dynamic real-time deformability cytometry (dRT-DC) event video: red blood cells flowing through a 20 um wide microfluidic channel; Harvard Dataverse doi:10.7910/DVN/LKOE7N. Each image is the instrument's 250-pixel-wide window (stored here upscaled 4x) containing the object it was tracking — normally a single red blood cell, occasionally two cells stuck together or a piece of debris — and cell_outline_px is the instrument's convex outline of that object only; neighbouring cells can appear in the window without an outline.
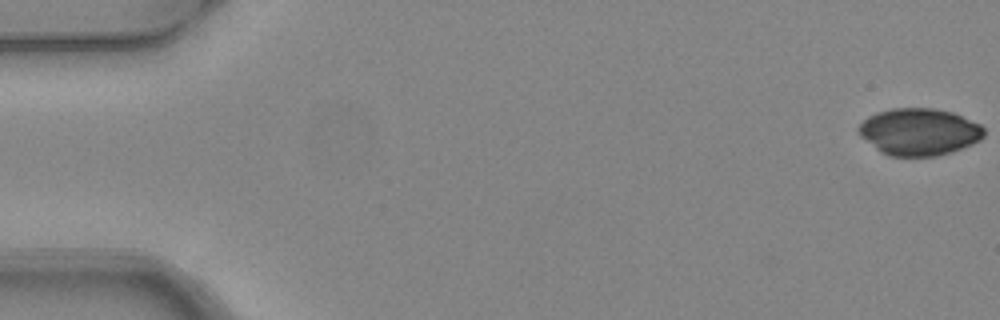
{"species": "common noctule bat (a hibernating species)", "species_latin": "Nyctalus noctula", "temperature_condition": "warm", "stored_images_in_passage": 2, "camera_frame_rate_fps": 3000, "um_per_image_px": 0.085, "animal": {"sex": "female", "body_mass_g": 24.6, "forearm_length_mm": 56.2}, "frame": {"image": 1, "passage_image": 1, "time_ms": 0.0, "image_size_px": [1000, 320], "cell_outline_px": [[984, 136], [980, 140], [972, 144], [952, 152], [936, 156], [888, 156], [880, 152], [860, 136], [856, 128], [868, 116], [876, 112], [892, 108], [932, 108], [952, 112], [980, 124], [984, 128]], "centroid_in_image_um": [78.11, 11.21], "position_along_channel_um": 6.9, "area_um2": 34.51}}